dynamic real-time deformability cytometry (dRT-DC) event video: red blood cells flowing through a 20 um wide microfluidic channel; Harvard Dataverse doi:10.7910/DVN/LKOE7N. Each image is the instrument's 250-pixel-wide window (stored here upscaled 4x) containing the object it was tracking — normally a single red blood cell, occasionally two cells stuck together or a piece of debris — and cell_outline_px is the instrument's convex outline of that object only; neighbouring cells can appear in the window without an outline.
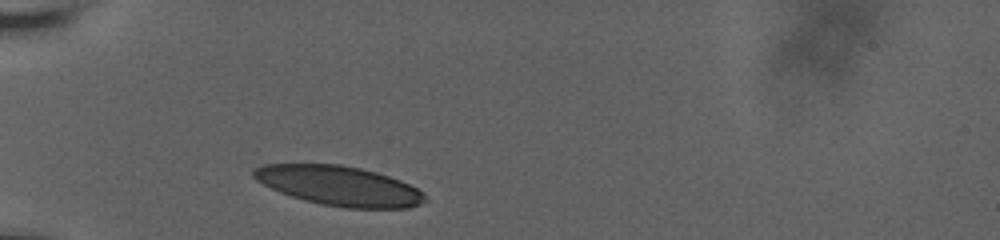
{"species": "human", "species_latin": "Homo sapiens", "temperature_condition": "room temperature", "stored_images_in_passage": 31, "camera_frame_rate_fps": 3000, "um_per_image_px": 0.085, "donor": {"sex": "male"}, "frame": {"image": 1, "passage_image": 1, "time_ms": 0.0, "image_size_px": [1000, 240], "cell_outline_px": [[428, 200], [420, 204], [408, 208], [348, 208], [320, 204], [304, 200], [280, 192], [256, 180], [252, 176], [252, 168], [264, 164], [340, 164], [360, 168], [376, 172], [400, 180], [424, 192]], "centroid_in_image_um": [28.83, 15.79], "position_along_channel_um": 56.2, "area_um2": 39.59}}
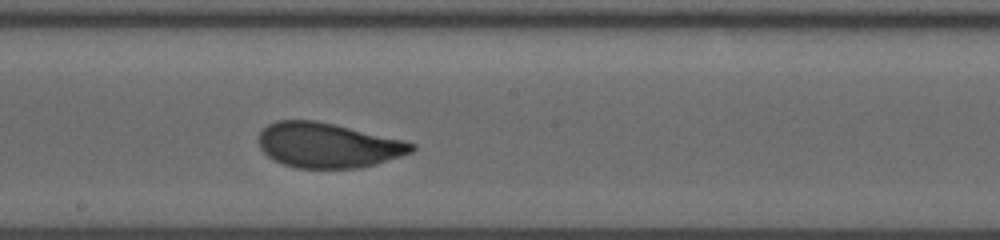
{"frame": {"image": 2, "passage_image": 16, "time_ms": 5.0, "image_size_px": [1000, 240], "cell_outline_px": [[416, 148], [412, 152], [376, 164], [360, 168], [296, 168], [284, 164], [268, 156], [260, 148], [260, 132], [268, 124], [276, 120], [316, 120], [404, 140], [416, 144]], "centroid_in_image_um": [27.89, 12.34], "position_along_channel_um": 220.3, "area_um2": 39.88}}
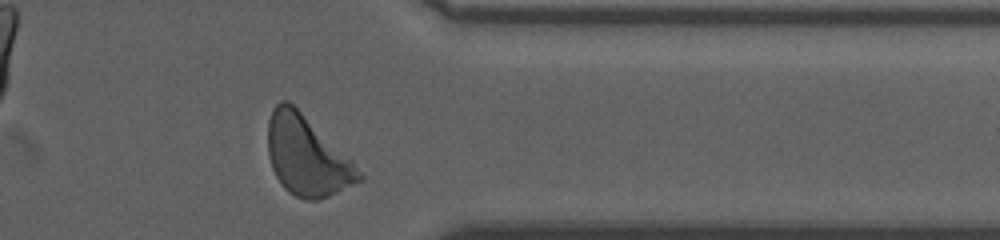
{"frame": {"image": 3, "passage_image": 30, "time_ms": 9.667, "image_size_px": [1000, 240], "cell_outline_px": [[364, 180], [320, 200], [304, 200], [288, 192], [284, 188], [276, 176], [272, 168], [268, 156], [268, 120], [272, 108], [280, 100], [288, 100], [352, 160], [364, 176]], "centroid_in_image_um": [26.08, 13.27], "position_along_channel_um": 385.3, "area_um2": 42.08}, "authors_computed_cell_mechanics": {"area_um2": 40.4022, "velocity_mm_per_s": 3.6496, "shape_relaxation_time_tau1_ms": 2.7203, "shape_relaxation_time_tau2_ms": null, "deformation_change_tau1": 0.1426, "deformation_change_tau2": null}}